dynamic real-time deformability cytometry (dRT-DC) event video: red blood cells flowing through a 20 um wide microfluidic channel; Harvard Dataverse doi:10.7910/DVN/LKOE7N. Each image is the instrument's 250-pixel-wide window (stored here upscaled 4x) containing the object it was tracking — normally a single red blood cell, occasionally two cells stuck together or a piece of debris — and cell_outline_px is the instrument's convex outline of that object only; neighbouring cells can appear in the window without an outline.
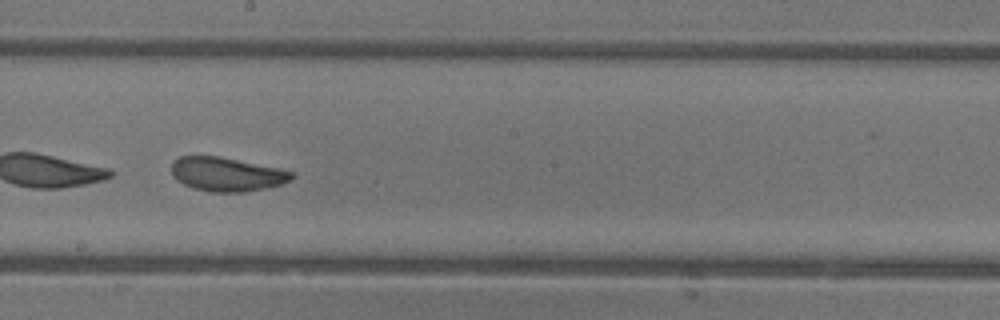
{"species": "common noctule bat (a hibernating species)", "species_latin": "Nyctalus noctula", "temperature_condition": "warm", "stored_images_in_passage": 32, "camera_frame_rate_fps": 3000, "um_per_image_px": 0.085, "animal": {"sex": "female"}, "frame": {"image": 1, "passage_image": 14, "time_ms": 4.333, "image_size_px": [1000, 320], "cell_outline_px": [[296, 176], [292, 180], [280, 184], [264, 188], [244, 192], [208, 192], [192, 188], [176, 180], [172, 176], [172, 160], [180, 156], [220, 156], [280, 168], [292, 172]], "centroid_in_image_um": [19.26, 14.81], "position_along_channel_um": 228.9, "area_um2": 23.99}}
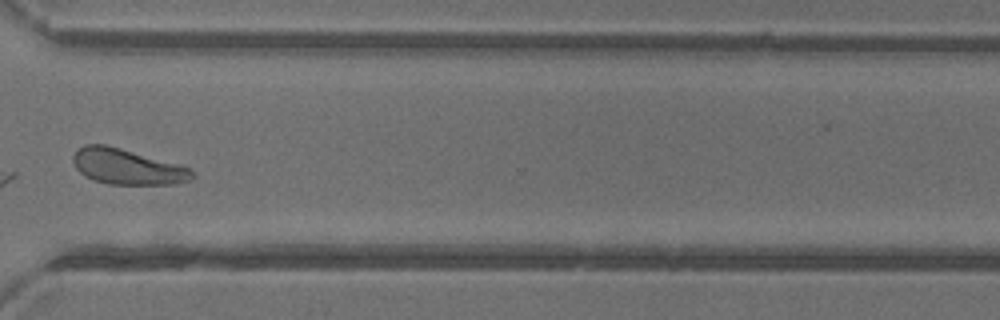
{"frame": {"image": 2, "passage_image": 23, "time_ms": 7.333, "image_size_px": [1000, 320], "cell_outline_px": [[196, 176], [188, 180], [176, 184], [108, 184], [92, 180], [84, 176], [76, 168], [72, 160], [72, 156], [76, 148], [84, 144], [104, 144], [120, 148], [176, 164], [188, 168], [196, 172]], "centroid_in_image_um": [10.75, 14.17], "position_along_channel_um": 359.8, "area_um2": 24.62}, "authors_computed_cell_mechanics": {"area_um2": 24.2471, "velocity_mm_per_s": 4.3611, "shape_relaxation_time_tau1_ms": 3.5015, "shape_relaxation_time_tau2_ms": 1.1746, "deformation_change_tau1": 0.1119, "deformation_change_tau2": 0.0665}}